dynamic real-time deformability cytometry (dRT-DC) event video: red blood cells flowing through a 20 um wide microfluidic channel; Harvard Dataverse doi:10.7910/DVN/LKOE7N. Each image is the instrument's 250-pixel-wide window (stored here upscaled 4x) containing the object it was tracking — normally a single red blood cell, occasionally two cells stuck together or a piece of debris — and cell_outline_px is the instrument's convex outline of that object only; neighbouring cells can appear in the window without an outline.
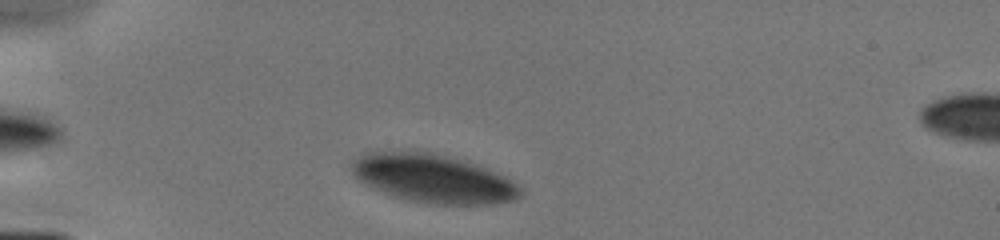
{"species": "human", "species_latin": "Homo sapiens", "temperature_condition": "cold", "stored_images_in_passage": 27, "camera_frame_rate_fps": 3000, "um_per_image_px": 0.085, "donor": {"sex": "male"}, "frame": {"image": 1, "passage_image": 2, "time_ms": 0.333, "image_size_px": [1000, 240], "cell_outline_px": [[520, 196], [512, 200], [492, 204], [428, 204], [408, 200], [392, 196], [372, 188], [364, 184], [348, 168], [348, 164], [352, 160], [364, 152], [432, 152], [448, 156], [484, 168], [504, 176], [516, 184], [520, 188]], "centroid_in_image_um": [36.73, 15.18], "position_along_channel_um": 48.3, "area_um2": 47.22}}
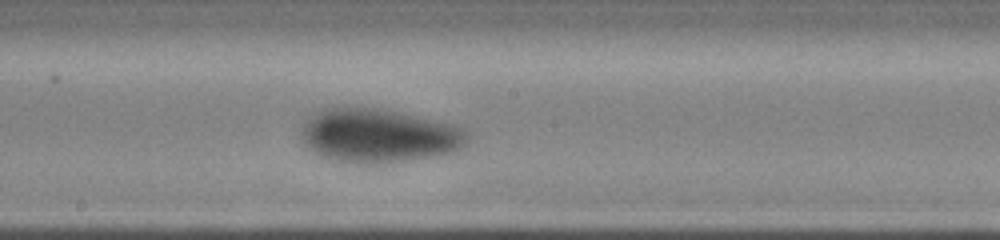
{"frame": {"image": 2, "passage_image": 15, "time_ms": 5.0, "image_size_px": [1000, 240], "cell_outline_px": [[468, 144], [452, 152], [436, 156], [384, 164], [356, 164], [336, 160], [320, 156], [304, 144], [300, 136], [300, 128], [304, 120], [308, 116], [320, 108], [376, 108], [396, 112], [452, 124], [464, 128], [468, 132]], "centroid_in_image_um": [32.15, 11.55], "position_along_channel_um": 216.1, "area_um2": 52.54}}
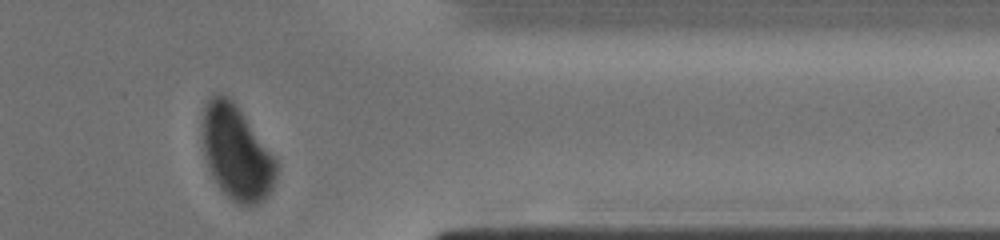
{"frame": {"image": 3, "passage_image": 26, "time_ms": 9.333, "image_size_px": [1000, 240], "cell_outline_px": [[276, 176], [272, 188], [256, 204], [240, 204], [232, 200], [220, 188], [212, 176], [208, 168], [204, 156], [200, 140], [200, 128], [204, 108], [208, 100], [212, 96], [228, 96], [232, 100], [276, 160]], "centroid_in_image_um": [20.03, 12.97], "position_along_channel_um": 391.4, "area_um2": 39.94}}